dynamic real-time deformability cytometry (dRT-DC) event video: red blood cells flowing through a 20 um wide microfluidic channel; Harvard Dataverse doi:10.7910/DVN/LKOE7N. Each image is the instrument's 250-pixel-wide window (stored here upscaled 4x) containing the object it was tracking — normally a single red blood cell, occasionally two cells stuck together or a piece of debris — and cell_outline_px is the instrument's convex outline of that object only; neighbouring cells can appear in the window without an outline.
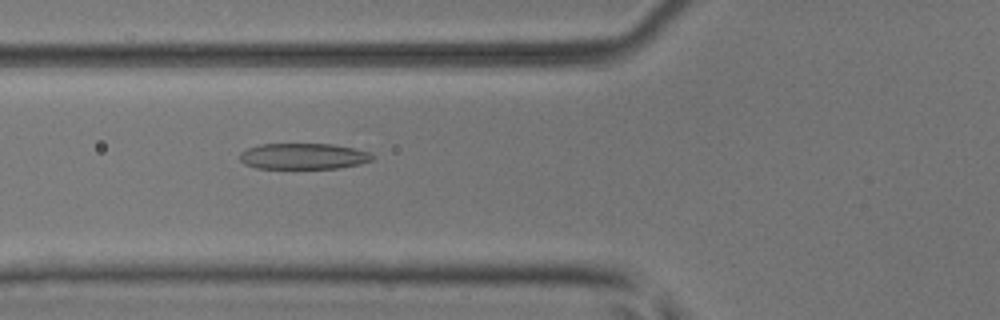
{"species": "common noctule bat (a hibernating species)", "species_latin": "Nyctalus noctula", "temperature_condition": "room temperature", "stored_images_in_passage": 48, "camera_frame_rate_fps": 3000, "um_per_image_px": 0.085, "animal": {"sex": "male", "body_mass_g": 17.9, "forearm_length_mm": 54.2}, "frame": {"image": 1, "passage_image": 20, "time_ms": 6.333, "image_size_px": [1000, 320], "cell_outline_px": [[372, 160], [360, 164], [340, 168], [256, 168], [244, 164], [240, 160], [240, 152], [248, 148], [260, 144], [332, 144], [356, 148], [372, 152]], "centroid_in_image_um": [25.81, 13.28], "position_along_channel_um": 100.0, "area_um2": 20.17}}
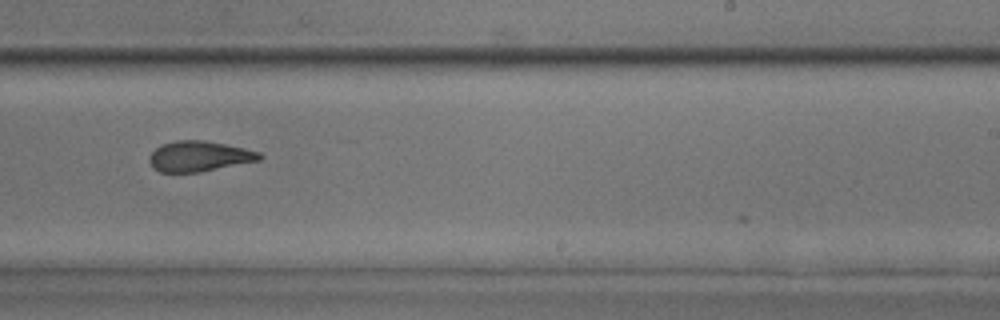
{"frame": {"image": 2, "passage_image": 33, "time_ms": 10.667, "image_size_px": [1000, 320], "cell_outline_px": [[264, 156], [260, 160], [200, 172], [160, 172], [152, 168], [148, 160], [152, 152], [160, 144], [176, 140], [204, 140], [244, 148], [260, 152]], "centroid_in_image_um": [16.91, 13.28], "position_along_channel_um": 272.1, "area_um2": 19.59}}
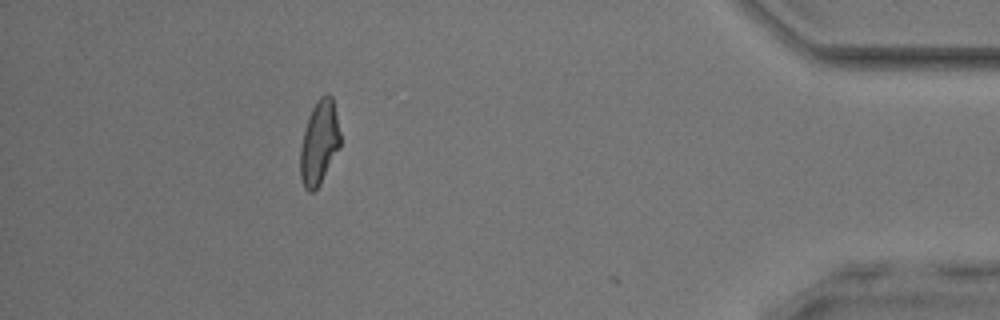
{"frame": {"image": 3, "passage_image": 47, "time_ms": 15.333, "image_size_px": [1000, 320], "cell_outline_px": [[340, 148], [320, 184], [312, 192], [308, 192], [304, 188], [300, 176], [300, 148], [308, 116], [316, 100], [320, 96], [328, 92], [332, 96], [340, 132]], "centroid_in_image_um": [27.13, 12.11], "position_along_channel_um": 408.1, "area_um2": 19.71}, "authors_computed_cell_mechanics": {"area_um2": 20.4901, "velocity_mm_per_s": 3.9783, "shape_relaxation_time_tau1_ms": 3.3553, "shape_relaxation_time_tau2_ms": 1.6658, "deformation_change_tau1": 0.159, "deformation_change_tau2": 0.1059}}